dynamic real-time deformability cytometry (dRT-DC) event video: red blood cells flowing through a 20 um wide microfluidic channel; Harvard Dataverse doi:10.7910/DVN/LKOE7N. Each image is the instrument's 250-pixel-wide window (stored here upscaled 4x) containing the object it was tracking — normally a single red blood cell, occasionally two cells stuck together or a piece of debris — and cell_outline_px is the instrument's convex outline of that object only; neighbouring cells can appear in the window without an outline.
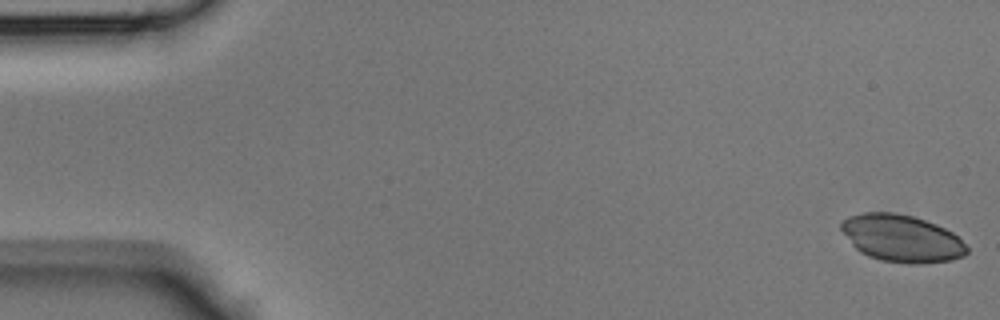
{"species": "Egyptian fruit bat (a non-hibernating species)", "species_latin": "Rousettus aegyptiacus", "temperature_condition": "room temperature", "stored_images_in_passage": 10, "camera_frame_rate_fps": 3000, "um_per_image_px": 0.085, "animal": {"sex": "male"}, "frame": {"image": 1, "passage_image": 1, "time_ms": 0.0, "image_size_px": [1000, 320], "cell_outline_px": [[968, 252], [964, 256], [952, 260], [920, 264], [908, 264], [880, 260], [868, 256], [860, 252], [852, 244], [840, 228], [840, 224], [848, 216], [864, 212], [892, 212], [912, 216], [936, 224], [952, 232], [968, 248]], "centroid_in_image_um": [76.64, 20.27], "position_along_channel_um": 8.4, "area_um2": 34.51}}